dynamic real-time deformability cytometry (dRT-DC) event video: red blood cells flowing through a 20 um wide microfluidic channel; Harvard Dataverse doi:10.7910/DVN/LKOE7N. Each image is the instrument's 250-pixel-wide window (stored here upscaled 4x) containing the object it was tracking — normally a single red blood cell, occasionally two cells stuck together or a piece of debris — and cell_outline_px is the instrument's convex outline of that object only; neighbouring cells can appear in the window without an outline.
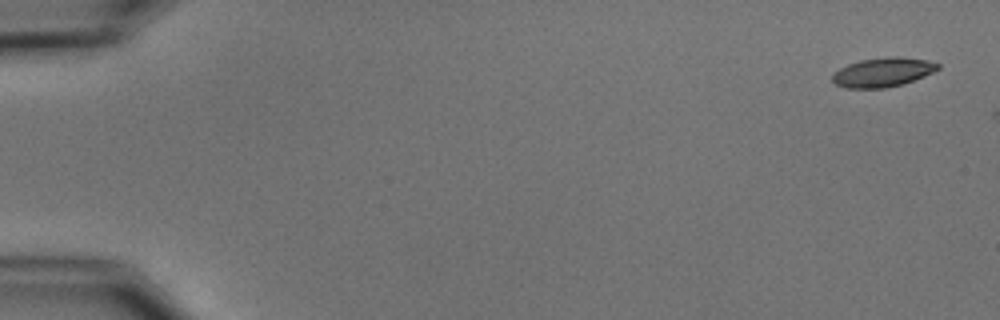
{"species": "common noctule bat (a hibernating species)", "species_latin": "Nyctalus noctula", "temperature_condition": "cold", "stored_images_in_passage": 2, "camera_frame_rate_fps": 3000, "um_per_image_px": 0.085, "animal": {"sex": "male", "body_mass_g": 15.6}, "frame": {"image": 1, "passage_image": 1, "time_ms": 0.0, "image_size_px": [1000, 320], "cell_outline_px": [[940, 68], [924, 76], [904, 84], [884, 88], [844, 88], [836, 84], [832, 80], [832, 72], [848, 64], [860, 60], [888, 56], [896, 56], [928, 60], [940, 64]], "centroid_in_image_um": [75.03, 6.14], "position_along_channel_um": 10.0, "area_um2": 18.09}}